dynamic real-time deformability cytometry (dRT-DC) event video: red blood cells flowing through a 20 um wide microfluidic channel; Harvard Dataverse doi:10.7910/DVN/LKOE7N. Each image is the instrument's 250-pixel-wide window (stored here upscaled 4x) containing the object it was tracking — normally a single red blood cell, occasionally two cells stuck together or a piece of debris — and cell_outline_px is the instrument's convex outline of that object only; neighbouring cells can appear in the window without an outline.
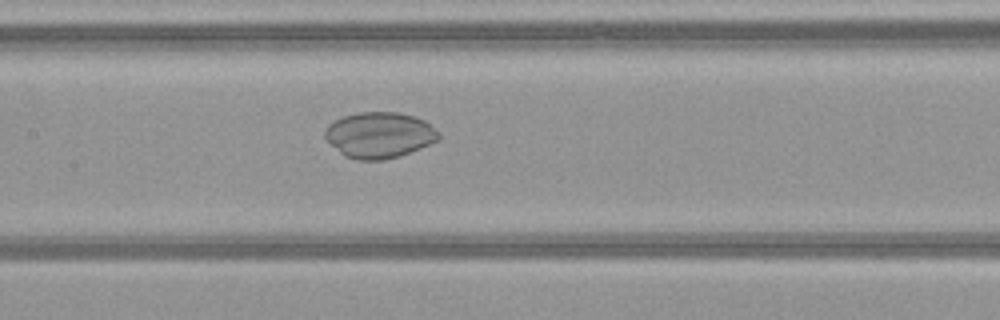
{"species": "common noctule bat (a hibernating species)", "species_latin": "Nyctalus noctula", "temperature_condition": "warm", "stored_images_in_passage": 51, "camera_frame_rate_fps": 3000, "um_per_image_px": 0.085, "animal": {"sex": "female", "body_mass_g": 21.9}, "frame": {"image": 1, "passage_image": 26, "time_ms": 8.333, "image_size_px": [1000, 320], "cell_outline_px": [[440, 140], [400, 156], [384, 160], [356, 160], [344, 156], [324, 136], [324, 128], [328, 124], [344, 116], [360, 112], [400, 112], [424, 120], [440, 132]], "centroid_in_image_um": [32.26, 11.48], "position_along_channel_um": 175.1, "area_um2": 30.46}}
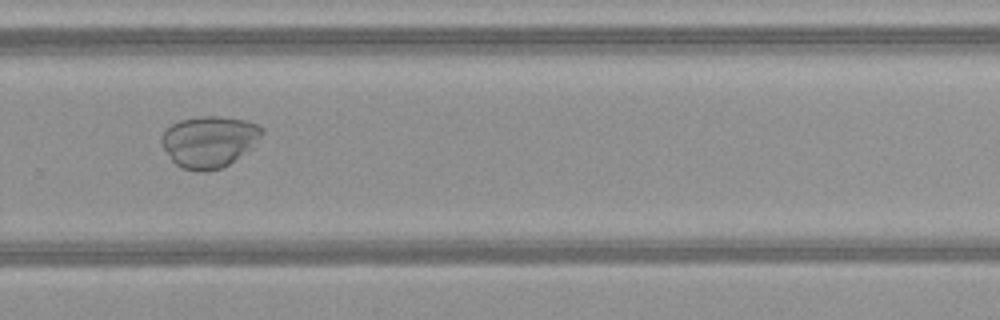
{"frame": {"image": 2, "passage_image": 36, "time_ms": 11.667, "image_size_px": [1000, 320], "cell_outline_px": [[264, 132], [244, 152], [228, 164], [220, 168], [204, 172], [196, 172], [180, 168], [172, 160], [160, 144], [160, 136], [172, 124], [180, 120], [200, 116], [220, 116], [244, 120], [256, 124], [264, 128]], "centroid_in_image_um": [17.71, 12.03], "position_along_channel_um": 312.1, "area_um2": 29.82}}
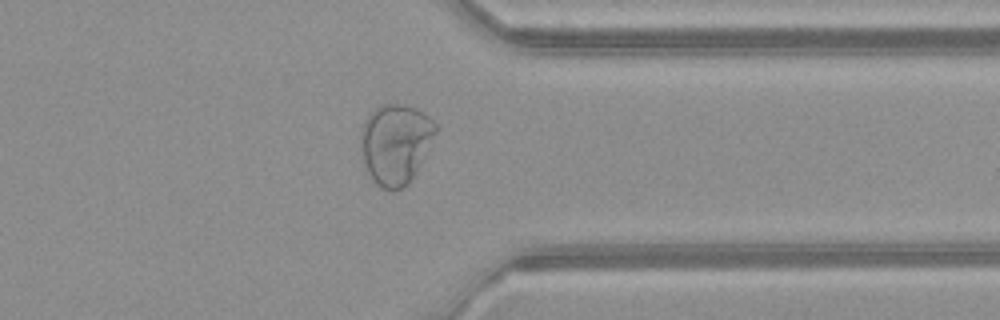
{"frame": {"image": 3, "passage_image": 41, "time_ms": 13.333, "image_size_px": [1000, 320], "cell_outline_px": [[436, 132], [416, 172], [408, 184], [392, 192], [380, 188], [376, 184], [368, 172], [364, 164], [360, 152], [360, 128], [364, 120], [380, 104], [404, 104], [416, 108], [428, 116], [436, 124]], "centroid_in_image_um": [33.58, 12.22], "position_along_channel_um": 377.8, "area_um2": 35.14}}